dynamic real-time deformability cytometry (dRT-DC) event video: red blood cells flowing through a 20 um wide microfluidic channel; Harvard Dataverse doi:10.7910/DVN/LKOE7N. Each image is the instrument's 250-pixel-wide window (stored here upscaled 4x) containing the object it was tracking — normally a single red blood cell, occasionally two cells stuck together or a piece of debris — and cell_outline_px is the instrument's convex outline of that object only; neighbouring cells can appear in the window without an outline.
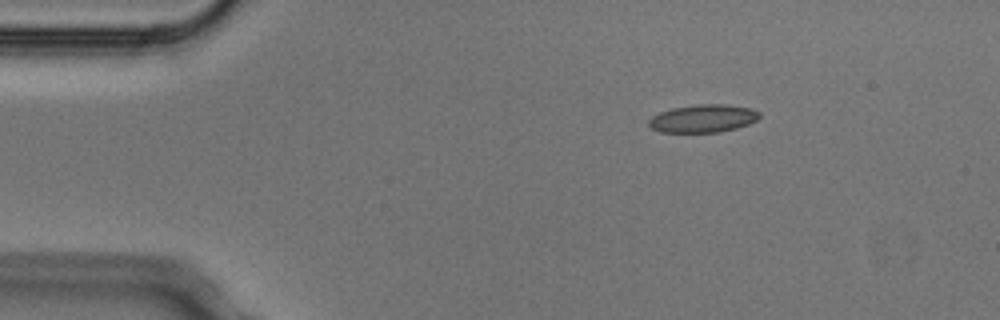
{"species": "Egyptian fruit bat (a non-hibernating species)", "species_latin": "Rousettus aegyptiacus", "temperature_condition": "cold", "stored_images_in_passage": 4, "camera_frame_rate_fps": 3000, "um_per_image_px": 0.085, "animal": {"sex": "male"}, "frame": {"image": 1, "passage_image": 2, "time_ms": 0.333, "image_size_px": [1000, 320], "cell_outline_px": [[760, 116], [756, 120], [748, 124], [736, 128], [720, 132], [660, 132], [652, 128], [648, 124], [648, 120], [652, 116], [660, 112], [672, 108], [696, 104], [724, 104], [748, 108], [760, 112]], "centroid_in_image_um": [59.74, 10.07], "position_along_channel_um": 25.3, "area_um2": 17.92}}
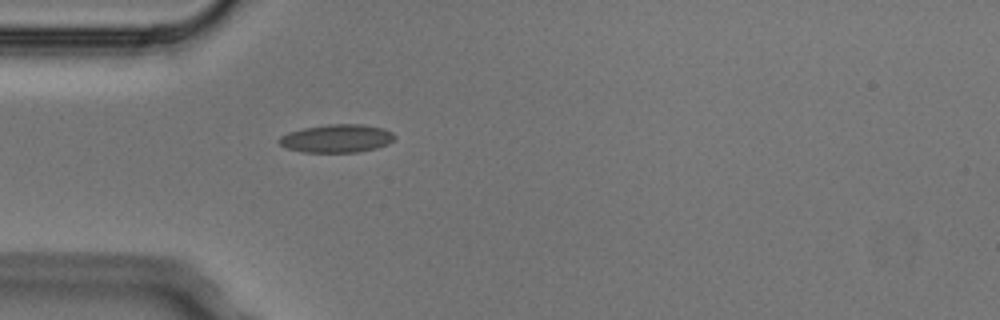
{"frame": {"image": 2, "passage_image": 4, "time_ms": 1.0, "image_size_px": [1000, 320], "cell_outline_px": [[396, 136], [388, 144], [376, 148], [360, 152], [304, 152], [288, 148], [280, 144], [280, 136], [288, 132], [304, 128], [328, 124], [364, 124], [384, 128], [392, 132]], "centroid_in_image_um": [28.67, 11.76], "position_along_channel_um": 56.3, "area_um2": 18.9}}